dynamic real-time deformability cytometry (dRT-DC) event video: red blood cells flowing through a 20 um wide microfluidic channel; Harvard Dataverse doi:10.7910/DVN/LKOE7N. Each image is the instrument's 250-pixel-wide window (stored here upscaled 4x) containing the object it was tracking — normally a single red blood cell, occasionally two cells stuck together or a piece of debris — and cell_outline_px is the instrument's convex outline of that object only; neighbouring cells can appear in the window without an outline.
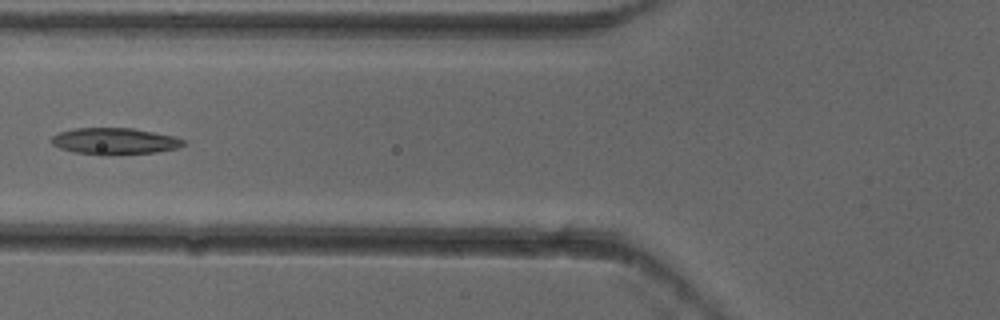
{"species": "common noctule bat (a hibernating species)", "species_latin": "Nyctalus noctula", "temperature_condition": "cold", "stored_images_in_passage": 5, "camera_frame_rate_fps": 3000, "um_per_image_px": 0.085, "animal": {"sex": "female"}, "frame": {"image": 1, "passage_image": 5, "time_ms": 1.333, "image_size_px": [1000, 320], "cell_outline_px": [[188, 144], [180, 148], [156, 152], [108, 156], [100, 156], [76, 152], [60, 148], [52, 144], [48, 140], [52, 136], [60, 132], [72, 128], [132, 128], [176, 136], [184, 140]], "centroid_in_image_um": [9.77, 12.01], "position_along_channel_um": 116.0, "area_um2": 20.92}}